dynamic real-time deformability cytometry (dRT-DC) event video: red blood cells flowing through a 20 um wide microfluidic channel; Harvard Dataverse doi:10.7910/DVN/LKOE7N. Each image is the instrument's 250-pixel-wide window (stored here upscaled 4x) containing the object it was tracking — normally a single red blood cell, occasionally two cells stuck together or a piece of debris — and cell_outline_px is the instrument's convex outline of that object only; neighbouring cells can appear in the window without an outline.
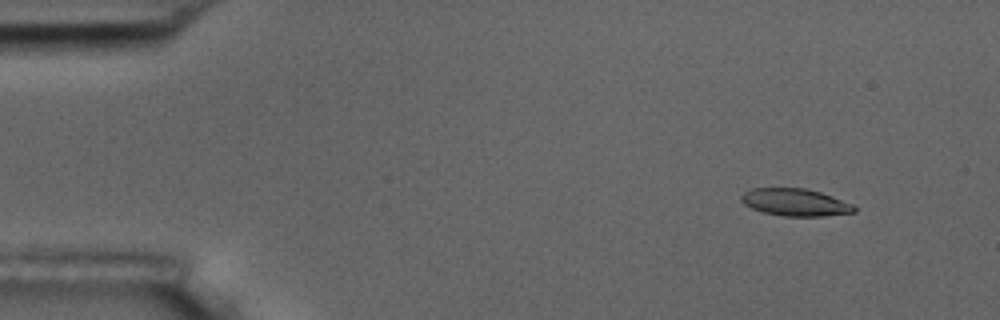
{"species": "common noctule bat (a hibernating species)", "species_latin": "Nyctalus noctula", "temperature_condition": "room temperature", "stored_images_in_passage": 5, "camera_frame_rate_fps": 3000, "um_per_image_px": 0.085, "animal": {"sex": "male", "body_mass_g": 17.5, "forearm_length_mm": 52.3}, "frame": {"image": 1, "passage_image": 2, "time_ms": 1.333, "image_size_px": [1000, 320], "cell_outline_px": [[856, 212], [824, 216], [784, 216], [764, 212], [752, 208], [744, 204], [740, 200], [740, 196], [744, 192], [752, 188], [804, 188], [820, 192], [832, 196], [852, 204], [856, 208]], "centroid_in_image_um": [67.59, 17.19], "position_along_channel_um": 17.4, "area_um2": 17.92}}
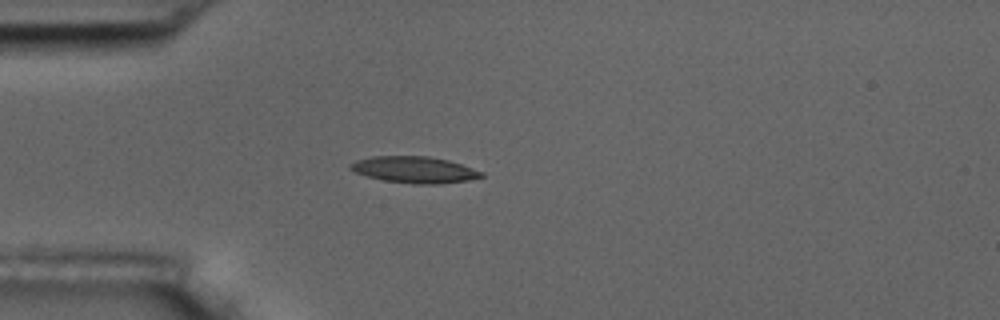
{"frame": {"image": 2, "passage_image": 5, "time_ms": 4.667, "image_size_px": [1000, 320], "cell_outline_px": [[484, 176], [468, 180], [440, 184], [412, 184], [384, 180], [368, 176], [356, 172], [348, 168], [348, 164], [356, 160], [372, 156], [428, 156], [448, 160], [484, 172]], "centroid_in_image_um": [35.21, 14.42], "position_along_channel_um": 49.8, "area_um2": 20.17}}